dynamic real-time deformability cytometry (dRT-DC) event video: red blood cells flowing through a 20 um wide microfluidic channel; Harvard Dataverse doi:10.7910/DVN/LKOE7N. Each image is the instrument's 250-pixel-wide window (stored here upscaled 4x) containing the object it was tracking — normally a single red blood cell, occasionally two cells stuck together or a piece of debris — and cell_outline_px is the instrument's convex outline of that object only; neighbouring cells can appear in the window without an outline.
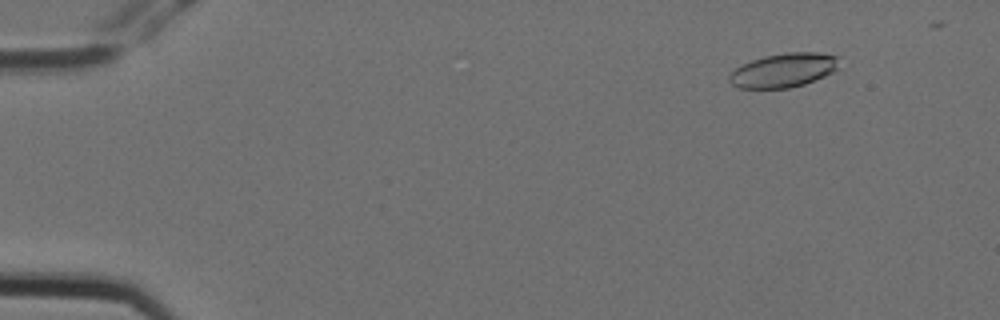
{"species": "Egyptian fruit bat (a non-hibernating species)", "species_latin": "Rousettus aegyptiacus", "temperature_condition": "cold", "stored_images_in_passage": 4, "camera_frame_rate_fps": 3000, "um_per_image_px": 0.085, "animal": {"sex": "female"}, "frame": {"image": 1, "passage_image": 1, "time_ms": 0.0, "image_size_px": [1000, 320], "cell_outline_px": [[840, 68], [824, 76], [804, 84], [788, 88], [740, 88], [732, 84], [728, 80], [728, 76], [736, 68], [752, 60], [764, 56], [788, 52], [820, 52], [840, 56]], "centroid_in_image_um": [66.66, 5.96], "position_along_channel_um": 18.3, "area_um2": 21.91}}
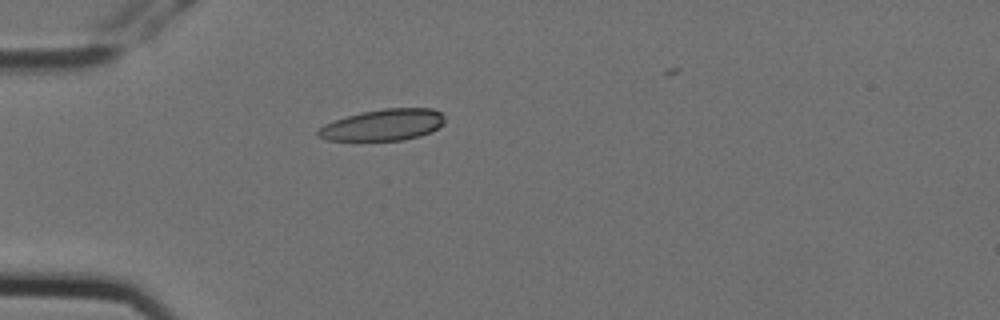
{"frame": {"image": 2, "passage_image": 4, "time_ms": 1.0, "image_size_px": [1000, 320], "cell_outline_px": [[444, 124], [432, 132], [420, 136], [404, 140], [328, 140], [316, 136], [316, 132], [324, 124], [360, 112], [384, 108], [432, 108], [440, 112], [444, 116]], "centroid_in_image_um": [32.6, 10.61], "position_along_channel_um": 52.4, "area_um2": 23.24}}